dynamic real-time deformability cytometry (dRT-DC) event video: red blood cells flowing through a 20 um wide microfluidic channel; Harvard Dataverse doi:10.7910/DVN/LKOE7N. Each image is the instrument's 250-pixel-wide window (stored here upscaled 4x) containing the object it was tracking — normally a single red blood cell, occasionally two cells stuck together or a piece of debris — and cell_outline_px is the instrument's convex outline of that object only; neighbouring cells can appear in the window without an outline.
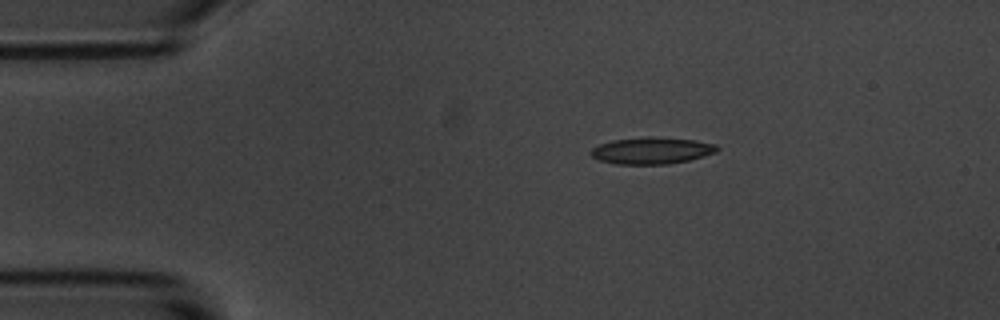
{"species": "common noctule bat (a hibernating species)", "species_latin": "Nyctalus noctula", "temperature_condition": "room temperature", "stored_images_in_passage": 4, "camera_frame_rate_fps": 3000, "um_per_image_px": 0.085, "animal": {"sex": "male", "body_mass_g": 20.1, "forearm_length_mm": 53.5}, "frame": {"image": 1, "passage_image": 1, "time_ms": 0.0, "image_size_px": [1000, 320], "cell_outline_px": [[720, 148], [716, 152], [704, 156], [688, 160], [668, 164], [616, 164], [600, 160], [592, 156], [588, 152], [592, 148], [600, 144], [612, 140], [696, 140], [716, 144]], "centroid_in_image_um": [55.4, 12.86], "position_along_channel_um": 29.6, "area_um2": 18.5}}
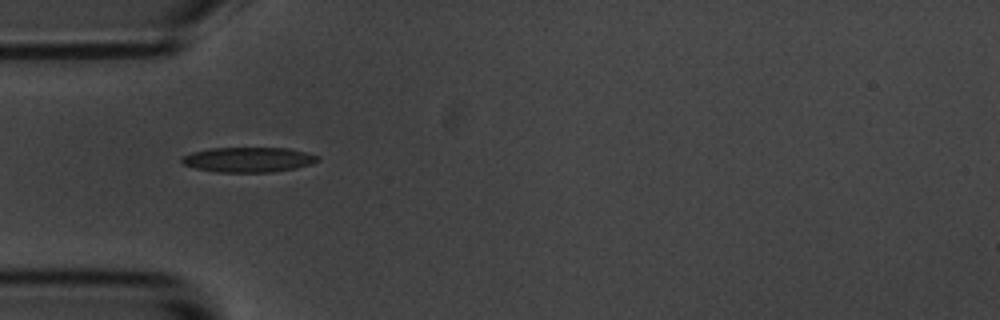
{"frame": {"image": 2, "passage_image": 3, "time_ms": 2.333, "image_size_px": [1000, 320], "cell_outline_px": [[320, 160], [312, 164], [296, 168], [272, 172], [216, 172], [196, 168], [180, 164], [180, 160], [184, 156], [192, 152], [208, 148], [288, 148], [320, 156]], "centroid_in_image_um": [21.11, 13.57], "position_along_channel_um": 63.9, "area_um2": 19.88}}